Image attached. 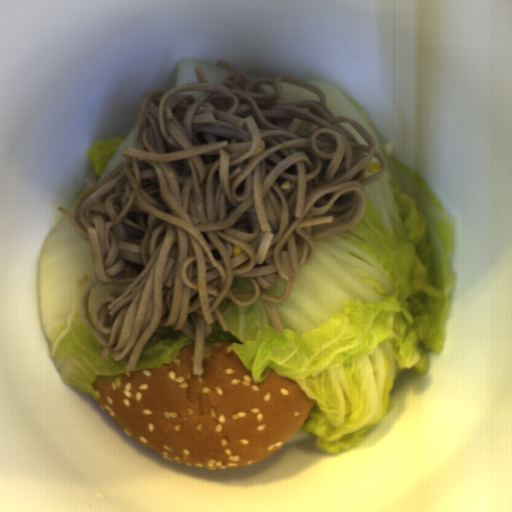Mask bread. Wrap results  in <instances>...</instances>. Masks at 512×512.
Listing matches in <instances>:
<instances>
[{"instance_id": "8d2b1439", "label": "bread", "mask_w": 512, "mask_h": 512, "mask_svg": "<svg viewBox=\"0 0 512 512\" xmlns=\"http://www.w3.org/2000/svg\"><path fill=\"white\" fill-rule=\"evenodd\" d=\"M232 345L204 342L199 375L188 344L159 368L99 377L92 395L130 436L175 462L248 465L285 445L317 400L274 371L255 383Z\"/></svg>"}]
</instances>
